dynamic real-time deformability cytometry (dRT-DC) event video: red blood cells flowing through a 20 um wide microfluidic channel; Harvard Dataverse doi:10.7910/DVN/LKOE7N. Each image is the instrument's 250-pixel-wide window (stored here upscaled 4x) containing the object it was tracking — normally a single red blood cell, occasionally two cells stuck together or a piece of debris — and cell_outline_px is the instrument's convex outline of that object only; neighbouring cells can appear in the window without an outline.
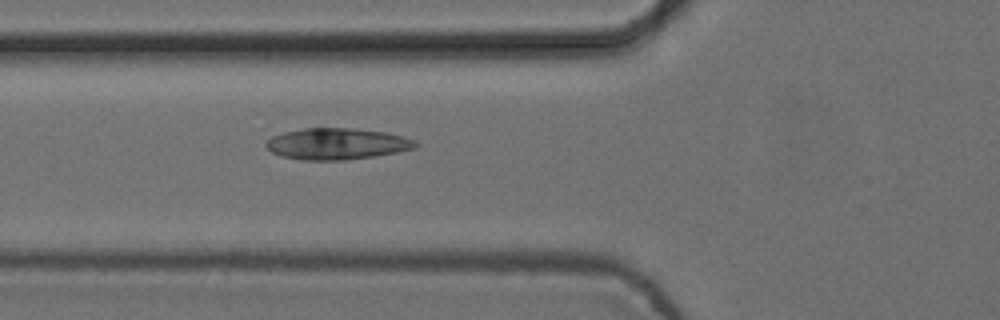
{"species": "common noctule bat (a hibernating species)", "species_latin": "Nyctalus noctula", "temperature_condition": "cold", "stored_images_in_passage": 5, "camera_frame_rate_fps": 3000, "um_per_image_px": 0.085, "animal": {"sex": "female", "body_mass_g": 24.6, "forearm_length_mm": 56.2}, "frame": {"image": 1, "passage_image": 5, "time_ms": 1.333, "image_size_px": [1000, 320], "cell_outline_px": [[420, 144], [416, 148], [396, 152], [372, 156], [344, 160], [300, 160], [280, 156], [272, 152], [264, 144], [272, 136], [284, 132], [304, 128], [352, 128], [384, 132], [400, 136], [412, 140]], "centroid_in_image_um": [28.59, 12.23], "position_along_channel_um": 97.2, "area_um2": 27.11}}